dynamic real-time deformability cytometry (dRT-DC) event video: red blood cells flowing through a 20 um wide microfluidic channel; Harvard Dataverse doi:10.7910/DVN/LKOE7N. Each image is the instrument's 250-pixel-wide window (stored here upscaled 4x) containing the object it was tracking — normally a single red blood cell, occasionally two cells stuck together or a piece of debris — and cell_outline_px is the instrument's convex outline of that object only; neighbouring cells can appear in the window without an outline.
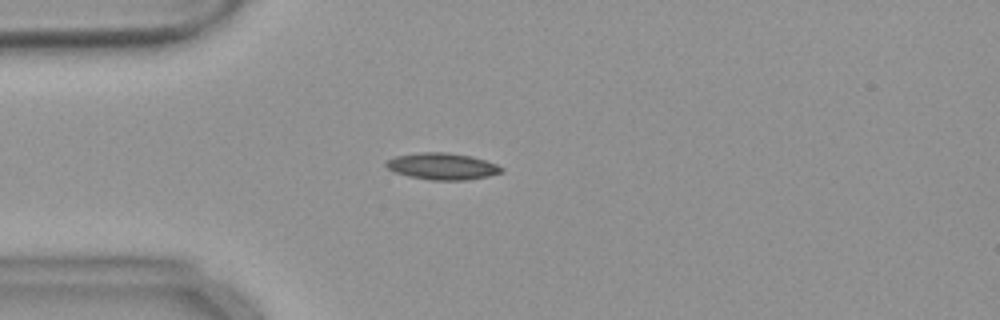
{"species": "common noctule bat (a hibernating species)", "species_latin": "Nyctalus noctula", "temperature_condition": "warm", "stored_images_in_passage": 52, "camera_frame_rate_fps": 3000, "um_per_image_px": 0.085, "animal": {"sex": "female", "body_mass_g": 18.4}, "frame": {"image": 1, "passage_image": 12, "time_ms": 3.667, "image_size_px": [1000, 320], "cell_outline_px": [[504, 172], [488, 176], [468, 180], [432, 180], [408, 176], [396, 172], [388, 168], [384, 164], [388, 160], [396, 156], [420, 152], [448, 152], [472, 156], [496, 164], [504, 168]], "centroid_in_image_um": [37.63, 14.13], "position_along_channel_um": 47.4, "area_um2": 17.92}}
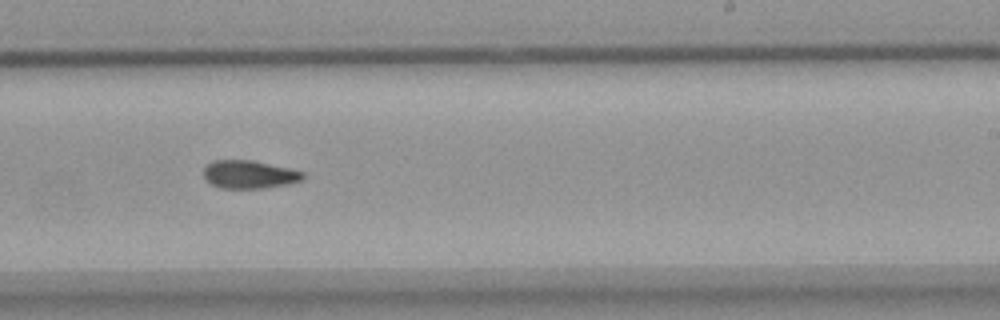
{"frame": {"image": 2, "passage_image": 31, "time_ms": 10.0, "image_size_px": [1000, 320], "cell_outline_px": [[304, 176], [300, 180], [288, 184], [264, 188], [220, 188], [212, 184], [204, 176], [204, 168], [212, 160], [252, 160], [288, 168], [304, 172]], "centroid_in_image_um": [21.17, 14.82], "position_along_channel_um": 267.8, "area_um2": 16.07}}
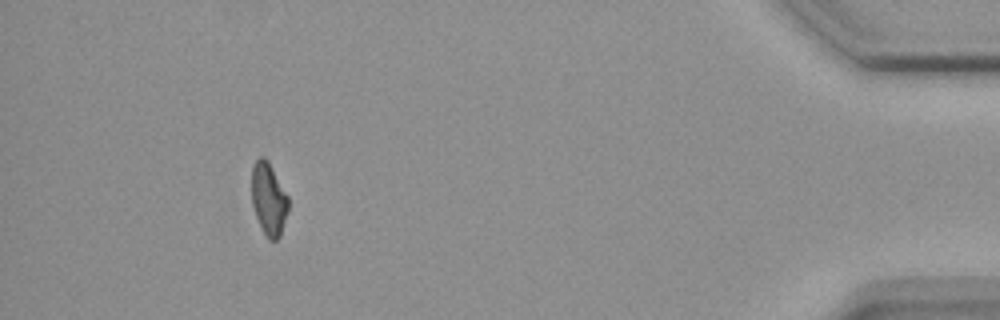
{"frame": {"image": 3, "passage_image": 48, "time_ms": 15.667, "image_size_px": [1000, 320], "cell_outline_px": [[288, 212], [280, 236], [276, 240], [268, 240], [256, 216], [252, 204], [252, 164], [260, 156], [264, 156], [268, 160], [288, 196]], "centroid_in_image_um": [22.84, 16.89], "position_along_channel_um": 412.4, "area_um2": 15.49}, "authors_computed_cell_mechanics": {"area_um2": 16.3574, "velocity_mm_per_s": 3.6798, "shape_relaxation_time_tau1_ms": 9.1407, "shape_relaxation_time_tau2_ms": null, "deformation_change_tau1": 0.1854, "deformation_change_tau2": null}}